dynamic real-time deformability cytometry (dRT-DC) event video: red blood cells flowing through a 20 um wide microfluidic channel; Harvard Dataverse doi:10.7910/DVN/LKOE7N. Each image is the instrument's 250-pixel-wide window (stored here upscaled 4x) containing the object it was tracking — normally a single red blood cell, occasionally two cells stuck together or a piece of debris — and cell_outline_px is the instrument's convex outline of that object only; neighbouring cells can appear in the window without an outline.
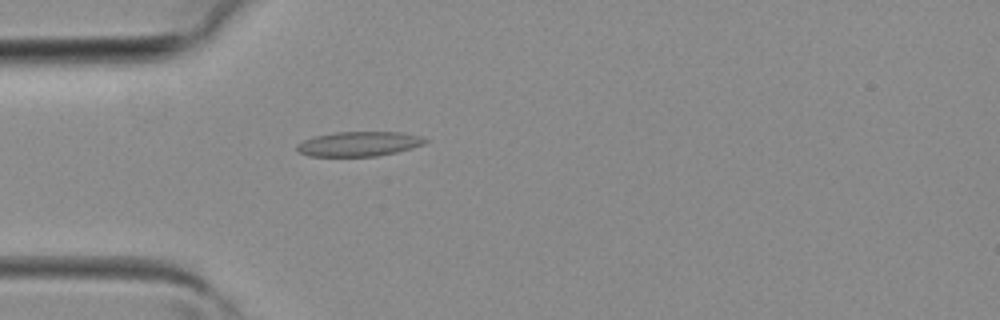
{"species": "common noctule bat (a hibernating species)", "species_latin": "Nyctalus noctula", "temperature_condition": "room temperature", "stored_images_in_passage": 39, "camera_frame_rate_fps": 3000, "um_per_image_px": 0.085, "animal": {"sex": "female", "body_mass_g": 19.3, "forearm_length_mm": 54.1}, "frame": {"image": 1, "passage_image": 11, "time_ms": 3.333, "image_size_px": [1000, 320], "cell_outline_px": [[428, 140], [424, 144], [412, 148], [396, 152], [376, 156], [308, 156], [300, 152], [296, 148], [296, 144], [312, 136], [336, 132], [400, 132], [420, 136]], "centroid_in_image_um": [30.49, 12.23], "position_along_channel_um": 54.5, "area_um2": 18.44}}
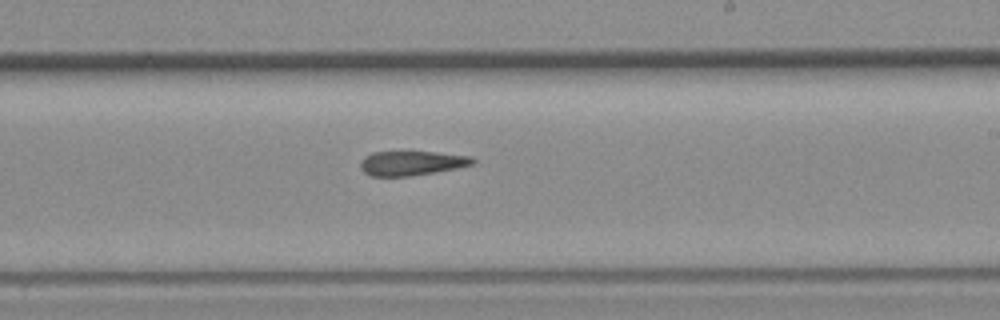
{"frame": {"image": 2, "passage_image": 23, "time_ms": 7.333, "image_size_px": [1000, 320], "cell_outline_px": [[476, 164], [460, 168], [412, 176], [372, 176], [364, 172], [360, 168], [360, 160], [364, 156], [372, 152], [432, 152], [472, 156], [476, 160]], "centroid_in_image_um": [35.03, 13.87], "position_along_channel_um": 254.0, "area_um2": 16.24}}
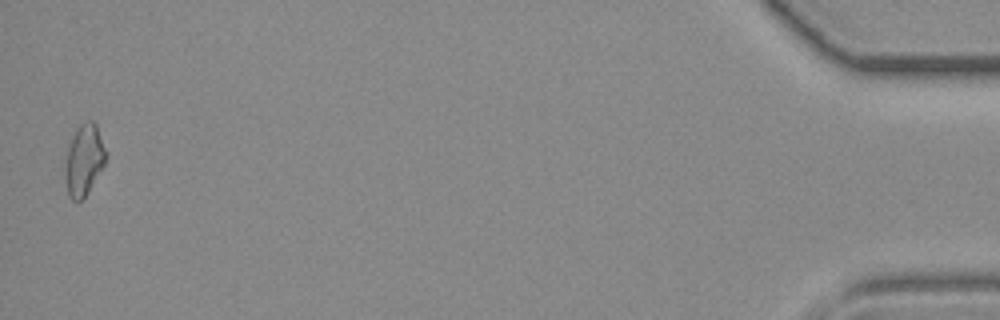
{"frame": {"image": 3, "passage_image": 39, "time_ms": 12.667, "image_size_px": [1000, 320], "cell_outline_px": [[108, 152], [104, 164], [84, 196], [80, 200], [72, 200], [68, 196], [64, 176], [64, 164], [68, 148], [72, 136], [76, 128], [80, 124], [88, 120], [92, 120], [96, 124]], "centroid_in_image_um": [7.13, 13.55], "position_along_channel_um": 428.1, "area_um2": 16.88}}